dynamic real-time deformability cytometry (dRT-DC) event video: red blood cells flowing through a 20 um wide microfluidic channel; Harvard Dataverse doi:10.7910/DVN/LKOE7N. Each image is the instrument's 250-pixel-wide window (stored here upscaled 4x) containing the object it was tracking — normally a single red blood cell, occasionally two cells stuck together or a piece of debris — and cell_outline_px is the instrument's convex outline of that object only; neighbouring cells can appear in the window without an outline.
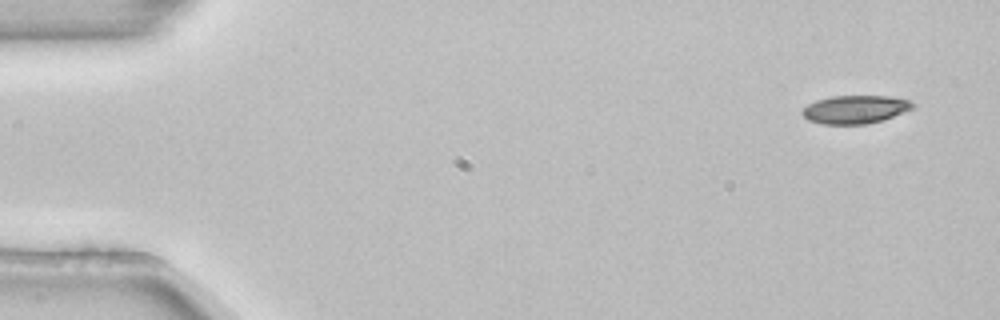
{"species": "common noctule bat (a hibernating species)", "species_latin": "Nyctalus noctula", "temperature_condition": "room temperature", "stored_images_in_passage": 4, "camera_frame_rate_fps": 3000, "um_per_image_px": 0.085, "animal": {"sex": "female", "body_mass_g": 22.7, "forearm_length_mm": 54.2}, "frame": {"image": 1, "passage_image": 1, "time_ms": 0.0, "image_size_px": [1000, 320], "cell_outline_px": [[916, 108], [884, 120], [868, 124], [824, 124], [808, 120], [800, 112], [808, 104], [816, 100], [832, 96], [888, 96], [912, 100], [916, 104]], "centroid_in_image_um": [72.76, 9.3], "position_along_channel_um": 12.2, "area_um2": 18.44}}
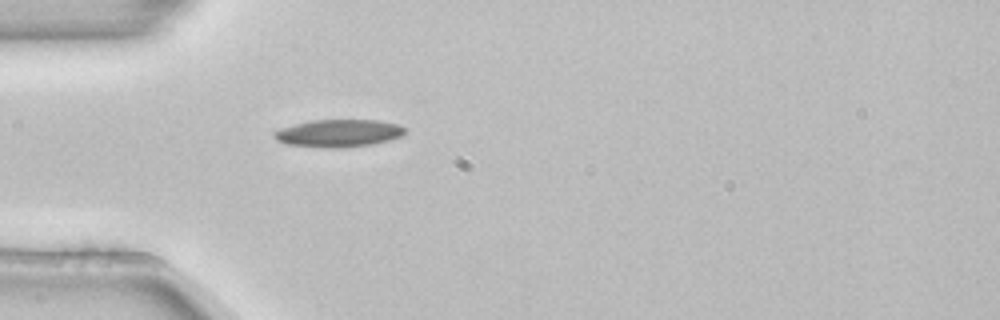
{"frame": {"image": 2, "passage_image": 4, "time_ms": 1.0, "image_size_px": [1000, 320], "cell_outline_px": [[408, 132], [400, 136], [388, 140], [372, 144], [340, 148], [320, 148], [284, 144], [276, 140], [272, 136], [272, 132], [280, 128], [312, 120], [376, 120], [400, 124], [408, 128]], "centroid_in_image_um": [28.77, 11.33], "position_along_channel_um": 56.2, "area_um2": 21.33}}